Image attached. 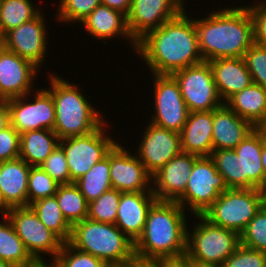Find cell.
Masks as SVG:
<instances>
[{
    "mask_svg": "<svg viewBox=\"0 0 266 267\" xmlns=\"http://www.w3.org/2000/svg\"><path fill=\"white\" fill-rule=\"evenodd\" d=\"M186 13L184 9L137 41L136 52L148 64L152 74L172 75L203 62L194 19Z\"/></svg>",
    "mask_w": 266,
    "mask_h": 267,
    "instance_id": "1",
    "label": "cell"
},
{
    "mask_svg": "<svg viewBox=\"0 0 266 267\" xmlns=\"http://www.w3.org/2000/svg\"><path fill=\"white\" fill-rule=\"evenodd\" d=\"M210 13L194 19L203 61L243 57L254 44L253 22L247 7H224Z\"/></svg>",
    "mask_w": 266,
    "mask_h": 267,
    "instance_id": "2",
    "label": "cell"
},
{
    "mask_svg": "<svg viewBox=\"0 0 266 267\" xmlns=\"http://www.w3.org/2000/svg\"><path fill=\"white\" fill-rule=\"evenodd\" d=\"M176 201L157 200L150 208L142 235L134 243L135 258L151 262L186 254L187 217Z\"/></svg>",
    "mask_w": 266,
    "mask_h": 267,
    "instance_id": "3",
    "label": "cell"
},
{
    "mask_svg": "<svg viewBox=\"0 0 266 267\" xmlns=\"http://www.w3.org/2000/svg\"><path fill=\"white\" fill-rule=\"evenodd\" d=\"M50 89H46L55 104L53 131L59 139L87 135L95 131L103 122L102 113L89 103L77 85L49 74Z\"/></svg>",
    "mask_w": 266,
    "mask_h": 267,
    "instance_id": "4",
    "label": "cell"
},
{
    "mask_svg": "<svg viewBox=\"0 0 266 267\" xmlns=\"http://www.w3.org/2000/svg\"><path fill=\"white\" fill-rule=\"evenodd\" d=\"M68 243L109 266L125 265L136 260L134 242L115 224L84 219L72 225Z\"/></svg>",
    "mask_w": 266,
    "mask_h": 267,
    "instance_id": "5",
    "label": "cell"
},
{
    "mask_svg": "<svg viewBox=\"0 0 266 267\" xmlns=\"http://www.w3.org/2000/svg\"><path fill=\"white\" fill-rule=\"evenodd\" d=\"M263 135L256 128L234 149L213 150V160L228 188L254 189L263 182L261 151Z\"/></svg>",
    "mask_w": 266,
    "mask_h": 267,
    "instance_id": "6",
    "label": "cell"
},
{
    "mask_svg": "<svg viewBox=\"0 0 266 267\" xmlns=\"http://www.w3.org/2000/svg\"><path fill=\"white\" fill-rule=\"evenodd\" d=\"M195 217L200 222L191 229L193 232L187 230L186 255L197 264L222 265L240 245L239 235L227 228L213 225L202 215Z\"/></svg>",
    "mask_w": 266,
    "mask_h": 267,
    "instance_id": "7",
    "label": "cell"
},
{
    "mask_svg": "<svg viewBox=\"0 0 266 267\" xmlns=\"http://www.w3.org/2000/svg\"><path fill=\"white\" fill-rule=\"evenodd\" d=\"M258 211L255 189L229 188L220 194L202 216L213 225L240 235Z\"/></svg>",
    "mask_w": 266,
    "mask_h": 267,
    "instance_id": "8",
    "label": "cell"
},
{
    "mask_svg": "<svg viewBox=\"0 0 266 267\" xmlns=\"http://www.w3.org/2000/svg\"><path fill=\"white\" fill-rule=\"evenodd\" d=\"M106 124L104 121L95 131L87 135L68 137L59 141L66 154L70 183L85 175L117 144L115 139L105 134Z\"/></svg>",
    "mask_w": 266,
    "mask_h": 267,
    "instance_id": "9",
    "label": "cell"
},
{
    "mask_svg": "<svg viewBox=\"0 0 266 267\" xmlns=\"http://www.w3.org/2000/svg\"><path fill=\"white\" fill-rule=\"evenodd\" d=\"M228 189L213 160L210 157H199L194 162L185 192L176 202L183 209L189 206L193 215H203L220 194Z\"/></svg>",
    "mask_w": 266,
    "mask_h": 267,
    "instance_id": "10",
    "label": "cell"
},
{
    "mask_svg": "<svg viewBox=\"0 0 266 267\" xmlns=\"http://www.w3.org/2000/svg\"><path fill=\"white\" fill-rule=\"evenodd\" d=\"M172 76L179 84L189 112L213 111L224 104L208 61L178 70Z\"/></svg>",
    "mask_w": 266,
    "mask_h": 267,
    "instance_id": "11",
    "label": "cell"
},
{
    "mask_svg": "<svg viewBox=\"0 0 266 267\" xmlns=\"http://www.w3.org/2000/svg\"><path fill=\"white\" fill-rule=\"evenodd\" d=\"M6 216L34 260H43L41 254L46 253L54 261L64 242L39 220L30 206L10 208Z\"/></svg>",
    "mask_w": 266,
    "mask_h": 267,
    "instance_id": "12",
    "label": "cell"
},
{
    "mask_svg": "<svg viewBox=\"0 0 266 267\" xmlns=\"http://www.w3.org/2000/svg\"><path fill=\"white\" fill-rule=\"evenodd\" d=\"M35 93L33 102L26 101L31 93L7 99L10 125L19 134L31 130L54 129L55 104L51 94L43 88Z\"/></svg>",
    "mask_w": 266,
    "mask_h": 267,
    "instance_id": "13",
    "label": "cell"
},
{
    "mask_svg": "<svg viewBox=\"0 0 266 267\" xmlns=\"http://www.w3.org/2000/svg\"><path fill=\"white\" fill-rule=\"evenodd\" d=\"M153 77L155 113L149 123L181 133L189 110L179 84L172 75L153 74Z\"/></svg>",
    "mask_w": 266,
    "mask_h": 267,
    "instance_id": "14",
    "label": "cell"
},
{
    "mask_svg": "<svg viewBox=\"0 0 266 267\" xmlns=\"http://www.w3.org/2000/svg\"><path fill=\"white\" fill-rule=\"evenodd\" d=\"M184 0H132L126 23L129 34L137 42L148 31L159 28L179 15Z\"/></svg>",
    "mask_w": 266,
    "mask_h": 267,
    "instance_id": "15",
    "label": "cell"
},
{
    "mask_svg": "<svg viewBox=\"0 0 266 267\" xmlns=\"http://www.w3.org/2000/svg\"><path fill=\"white\" fill-rule=\"evenodd\" d=\"M142 137L136 155L151 176L182 152L180 133L150 123Z\"/></svg>",
    "mask_w": 266,
    "mask_h": 267,
    "instance_id": "16",
    "label": "cell"
},
{
    "mask_svg": "<svg viewBox=\"0 0 266 267\" xmlns=\"http://www.w3.org/2000/svg\"><path fill=\"white\" fill-rule=\"evenodd\" d=\"M110 179L112 188L120 192H152V176L137 155L131 154L121 144L110 151Z\"/></svg>",
    "mask_w": 266,
    "mask_h": 267,
    "instance_id": "17",
    "label": "cell"
},
{
    "mask_svg": "<svg viewBox=\"0 0 266 267\" xmlns=\"http://www.w3.org/2000/svg\"><path fill=\"white\" fill-rule=\"evenodd\" d=\"M44 15L19 25L5 34L3 47L41 68L47 51V30Z\"/></svg>",
    "mask_w": 266,
    "mask_h": 267,
    "instance_id": "18",
    "label": "cell"
},
{
    "mask_svg": "<svg viewBox=\"0 0 266 267\" xmlns=\"http://www.w3.org/2000/svg\"><path fill=\"white\" fill-rule=\"evenodd\" d=\"M38 69L30 61L0 46V100L32 93Z\"/></svg>",
    "mask_w": 266,
    "mask_h": 267,
    "instance_id": "19",
    "label": "cell"
},
{
    "mask_svg": "<svg viewBox=\"0 0 266 267\" xmlns=\"http://www.w3.org/2000/svg\"><path fill=\"white\" fill-rule=\"evenodd\" d=\"M198 158L196 155L181 152L152 176L150 183L157 200L176 201L185 192L189 175Z\"/></svg>",
    "mask_w": 266,
    "mask_h": 267,
    "instance_id": "20",
    "label": "cell"
},
{
    "mask_svg": "<svg viewBox=\"0 0 266 267\" xmlns=\"http://www.w3.org/2000/svg\"><path fill=\"white\" fill-rule=\"evenodd\" d=\"M156 201L153 192H121L115 225L135 243L142 235L148 212Z\"/></svg>",
    "mask_w": 266,
    "mask_h": 267,
    "instance_id": "21",
    "label": "cell"
},
{
    "mask_svg": "<svg viewBox=\"0 0 266 267\" xmlns=\"http://www.w3.org/2000/svg\"><path fill=\"white\" fill-rule=\"evenodd\" d=\"M256 127L241 118L225 103L213 110V149H234Z\"/></svg>",
    "mask_w": 266,
    "mask_h": 267,
    "instance_id": "22",
    "label": "cell"
},
{
    "mask_svg": "<svg viewBox=\"0 0 266 267\" xmlns=\"http://www.w3.org/2000/svg\"><path fill=\"white\" fill-rule=\"evenodd\" d=\"M208 62L223 103L253 83L243 57L218 58Z\"/></svg>",
    "mask_w": 266,
    "mask_h": 267,
    "instance_id": "23",
    "label": "cell"
},
{
    "mask_svg": "<svg viewBox=\"0 0 266 267\" xmlns=\"http://www.w3.org/2000/svg\"><path fill=\"white\" fill-rule=\"evenodd\" d=\"M212 131L213 111L189 112L180 133L182 152L198 157H210L214 150Z\"/></svg>",
    "mask_w": 266,
    "mask_h": 267,
    "instance_id": "24",
    "label": "cell"
},
{
    "mask_svg": "<svg viewBox=\"0 0 266 267\" xmlns=\"http://www.w3.org/2000/svg\"><path fill=\"white\" fill-rule=\"evenodd\" d=\"M30 167L21 158L0 162V192L4 204L9 209L28 206Z\"/></svg>",
    "mask_w": 266,
    "mask_h": 267,
    "instance_id": "25",
    "label": "cell"
},
{
    "mask_svg": "<svg viewBox=\"0 0 266 267\" xmlns=\"http://www.w3.org/2000/svg\"><path fill=\"white\" fill-rule=\"evenodd\" d=\"M80 23L94 39L109 40L117 36L126 37L125 40L129 41L128 44H131L136 51L137 42L129 34L126 15L121 11L100 4Z\"/></svg>",
    "mask_w": 266,
    "mask_h": 267,
    "instance_id": "26",
    "label": "cell"
},
{
    "mask_svg": "<svg viewBox=\"0 0 266 267\" xmlns=\"http://www.w3.org/2000/svg\"><path fill=\"white\" fill-rule=\"evenodd\" d=\"M225 104L241 118L257 127L266 117V89L252 83L231 96Z\"/></svg>",
    "mask_w": 266,
    "mask_h": 267,
    "instance_id": "27",
    "label": "cell"
},
{
    "mask_svg": "<svg viewBox=\"0 0 266 267\" xmlns=\"http://www.w3.org/2000/svg\"><path fill=\"white\" fill-rule=\"evenodd\" d=\"M59 137L50 129L26 131L20 134V155L30 166H40L59 145Z\"/></svg>",
    "mask_w": 266,
    "mask_h": 267,
    "instance_id": "28",
    "label": "cell"
},
{
    "mask_svg": "<svg viewBox=\"0 0 266 267\" xmlns=\"http://www.w3.org/2000/svg\"><path fill=\"white\" fill-rule=\"evenodd\" d=\"M0 221V260L10 262L17 267L34 261L16 233L12 222L5 215Z\"/></svg>",
    "mask_w": 266,
    "mask_h": 267,
    "instance_id": "29",
    "label": "cell"
},
{
    "mask_svg": "<svg viewBox=\"0 0 266 267\" xmlns=\"http://www.w3.org/2000/svg\"><path fill=\"white\" fill-rule=\"evenodd\" d=\"M109 170L110 152L94 164L85 175L74 182L88 203L112 188Z\"/></svg>",
    "mask_w": 266,
    "mask_h": 267,
    "instance_id": "30",
    "label": "cell"
},
{
    "mask_svg": "<svg viewBox=\"0 0 266 267\" xmlns=\"http://www.w3.org/2000/svg\"><path fill=\"white\" fill-rule=\"evenodd\" d=\"M54 196L62 215L71 226L88 218L89 203L74 182L59 185Z\"/></svg>",
    "mask_w": 266,
    "mask_h": 267,
    "instance_id": "31",
    "label": "cell"
},
{
    "mask_svg": "<svg viewBox=\"0 0 266 267\" xmlns=\"http://www.w3.org/2000/svg\"><path fill=\"white\" fill-rule=\"evenodd\" d=\"M29 206L49 230L55 233L64 243L69 241L72 226L62 215L55 196L35 201Z\"/></svg>",
    "mask_w": 266,
    "mask_h": 267,
    "instance_id": "32",
    "label": "cell"
},
{
    "mask_svg": "<svg viewBox=\"0 0 266 267\" xmlns=\"http://www.w3.org/2000/svg\"><path fill=\"white\" fill-rule=\"evenodd\" d=\"M42 11L31 0H0V22L4 34L37 17Z\"/></svg>",
    "mask_w": 266,
    "mask_h": 267,
    "instance_id": "33",
    "label": "cell"
},
{
    "mask_svg": "<svg viewBox=\"0 0 266 267\" xmlns=\"http://www.w3.org/2000/svg\"><path fill=\"white\" fill-rule=\"evenodd\" d=\"M121 192L111 188L88 206V219L96 222L115 224Z\"/></svg>",
    "mask_w": 266,
    "mask_h": 267,
    "instance_id": "34",
    "label": "cell"
},
{
    "mask_svg": "<svg viewBox=\"0 0 266 267\" xmlns=\"http://www.w3.org/2000/svg\"><path fill=\"white\" fill-rule=\"evenodd\" d=\"M59 184L40 166H31L28 177V206L56 194Z\"/></svg>",
    "mask_w": 266,
    "mask_h": 267,
    "instance_id": "35",
    "label": "cell"
},
{
    "mask_svg": "<svg viewBox=\"0 0 266 267\" xmlns=\"http://www.w3.org/2000/svg\"><path fill=\"white\" fill-rule=\"evenodd\" d=\"M239 237L240 245L266 253V211L259 210Z\"/></svg>",
    "mask_w": 266,
    "mask_h": 267,
    "instance_id": "36",
    "label": "cell"
},
{
    "mask_svg": "<svg viewBox=\"0 0 266 267\" xmlns=\"http://www.w3.org/2000/svg\"><path fill=\"white\" fill-rule=\"evenodd\" d=\"M57 267H109L101 259L64 243L58 256L54 259Z\"/></svg>",
    "mask_w": 266,
    "mask_h": 267,
    "instance_id": "37",
    "label": "cell"
},
{
    "mask_svg": "<svg viewBox=\"0 0 266 267\" xmlns=\"http://www.w3.org/2000/svg\"><path fill=\"white\" fill-rule=\"evenodd\" d=\"M100 4V0H60L57 19L65 23H80Z\"/></svg>",
    "mask_w": 266,
    "mask_h": 267,
    "instance_id": "38",
    "label": "cell"
},
{
    "mask_svg": "<svg viewBox=\"0 0 266 267\" xmlns=\"http://www.w3.org/2000/svg\"><path fill=\"white\" fill-rule=\"evenodd\" d=\"M253 83L266 89V47L253 44L243 56Z\"/></svg>",
    "mask_w": 266,
    "mask_h": 267,
    "instance_id": "39",
    "label": "cell"
},
{
    "mask_svg": "<svg viewBox=\"0 0 266 267\" xmlns=\"http://www.w3.org/2000/svg\"><path fill=\"white\" fill-rule=\"evenodd\" d=\"M59 185L70 184L66 154L58 145L40 165Z\"/></svg>",
    "mask_w": 266,
    "mask_h": 267,
    "instance_id": "40",
    "label": "cell"
},
{
    "mask_svg": "<svg viewBox=\"0 0 266 267\" xmlns=\"http://www.w3.org/2000/svg\"><path fill=\"white\" fill-rule=\"evenodd\" d=\"M265 264L266 253L239 245L222 267H263Z\"/></svg>",
    "mask_w": 266,
    "mask_h": 267,
    "instance_id": "41",
    "label": "cell"
},
{
    "mask_svg": "<svg viewBox=\"0 0 266 267\" xmlns=\"http://www.w3.org/2000/svg\"><path fill=\"white\" fill-rule=\"evenodd\" d=\"M20 134L9 125L0 131V162L19 158Z\"/></svg>",
    "mask_w": 266,
    "mask_h": 267,
    "instance_id": "42",
    "label": "cell"
},
{
    "mask_svg": "<svg viewBox=\"0 0 266 267\" xmlns=\"http://www.w3.org/2000/svg\"><path fill=\"white\" fill-rule=\"evenodd\" d=\"M246 7L253 22L254 43L266 47V1Z\"/></svg>",
    "mask_w": 266,
    "mask_h": 267,
    "instance_id": "43",
    "label": "cell"
},
{
    "mask_svg": "<svg viewBox=\"0 0 266 267\" xmlns=\"http://www.w3.org/2000/svg\"><path fill=\"white\" fill-rule=\"evenodd\" d=\"M151 267H194V262L185 254L178 257L160 258L150 262Z\"/></svg>",
    "mask_w": 266,
    "mask_h": 267,
    "instance_id": "44",
    "label": "cell"
},
{
    "mask_svg": "<svg viewBox=\"0 0 266 267\" xmlns=\"http://www.w3.org/2000/svg\"><path fill=\"white\" fill-rule=\"evenodd\" d=\"M100 2L102 5L119 10L125 15L129 13L132 4V0H100Z\"/></svg>",
    "mask_w": 266,
    "mask_h": 267,
    "instance_id": "45",
    "label": "cell"
},
{
    "mask_svg": "<svg viewBox=\"0 0 266 267\" xmlns=\"http://www.w3.org/2000/svg\"><path fill=\"white\" fill-rule=\"evenodd\" d=\"M10 125L7 100H0V131Z\"/></svg>",
    "mask_w": 266,
    "mask_h": 267,
    "instance_id": "46",
    "label": "cell"
},
{
    "mask_svg": "<svg viewBox=\"0 0 266 267\" xmlns=\"http://www.w3.org/2000/svg\"><path fill=\"white\" fill-rule=\"evenodd\" d=\"M258 198L259 210L266 211V182H262L255 186Z\"/></svg>",
    "mask_w": 266,
    "mask_h": 267,
    "instance_id": "47",
    "label": "cell"
},
{
    "mask_svg": "<svg viewBox=\"0 0 266 267\" xmlns=\"http://www.w3.org/2000/svg\"><path fill=\"white\" fill-rule=\"evenodd\" d=\"M261 162L263 165V182H266V140L264 139V137L261 151Z\"/></svg>",
    "mask_w": 266,
    "mask_h": 267,
    "instance_id": "48",
    "label": "cell"
},
{
    "mask_svg": "<svg viewBox=\"0 0 266 267\" xmlns=\"http://www.w3.org/2000/svg\"><path fill=\"white\" fill-rule=\"evenodd\" d=\"M21 267H57L55 261L52 264H47L45 260H34L32 263Z\"/></svg>",
    "mask_w": 266,
    "mask_h": 267,
    "instance_id": "49",
    "label": "cell"
},
{
    "mask_svg": "<svg viewBox=\"0 0 266 267\" xmlns=\"http://www.w3.org/2000/svg\"><path fill=\"white\" fill-rule=\"evenodd\" d=\"M122 267H151L150 262L135 260L132 263L122 265Z\"/></svg>",
    "mask_w": 266,
    "mask_h": 267,
    "instance_id": "50",
    "label": "cell"
},
{
    "mask_svg": "<svg viewBox=\"0 0 266 267\" xmlns=\"http://www.w3.org/2000/svg\"><path fill=\"white\" fill-rule=\"evenodd\" d=\"M256 128L262 133L264 139L266 140V117Z\"/></svg>",
    "mask_w": 266,
    "mask_h": 267,
    "instance_id": "51",
    "label": "cell"
},
{
    "mask_svg": "<svg viewBox=\"0 0 266 267\" xmlns=\"http://www.w3.org/2000/svg\"><path fill=\"white\" fill-rule=\"evenodd\" d=\"M9 208L4 204L2 195L0 192V215L5 216Z\"/></svg>",
    "mask_w": 266,
    "mask_h": 267,
    "instance_id": "52",
    "label": "cell"
},
{
    "mask_svg": "<svg viewBox=\"0 0 266 267\" xmlns=\"http://www.w3.org/2000/svg\"><path fill=\"white\" fill-rule=\"evenodd\" d=\"M0 267H17V266L10 262L0 260Z\"/></svg>",
    "mask_w": 266,
    "mask_h": 267,
    "instance_id": "53",
    "label": "cell"
},
{
    "mask_svg": "<svg viewBox=\"0 0 266 267\" xmlns=\"http://www.w3.org/2000/svg\"><path fill=\"white\" fill-rule=\"evenodd\" d=\"M4 37H5V34H4V31L2 29L1 22H0V46L3 45Z\"/></svg>",
    "mask_w": 266,
    "mask_h": 267,
    "instance_id": "54",
    "label": "cell"
},
{
    "mask_svg": "<svg viewBox=\"0 0 266 267\" xmlns=\"http://www.w3.org/2000/svg\"><path fill=\"white\" fill-rule=\"evenodd\" d=\"M194 267H222V265H203L194 263Z\"/></svg>",
    "mask_w": 266,
    "mask_h": 267,
    "instance_id": "55",
    "label": "cell"
},
{
    "mask_svg": "<svg viewBox=\"0 0 266 267\" xmlns=\"http://www.w3.org/2000/svg\"><path fill=\"white\" fill-rule=\"evenodd\" d=\"M109 267H122V265H118V266H109Z\"/></svg>",
    "mask_w": 266,
    "mask_h": 267,
    "instance_id": "56",
    "label": "cell"
}]
</instances>
